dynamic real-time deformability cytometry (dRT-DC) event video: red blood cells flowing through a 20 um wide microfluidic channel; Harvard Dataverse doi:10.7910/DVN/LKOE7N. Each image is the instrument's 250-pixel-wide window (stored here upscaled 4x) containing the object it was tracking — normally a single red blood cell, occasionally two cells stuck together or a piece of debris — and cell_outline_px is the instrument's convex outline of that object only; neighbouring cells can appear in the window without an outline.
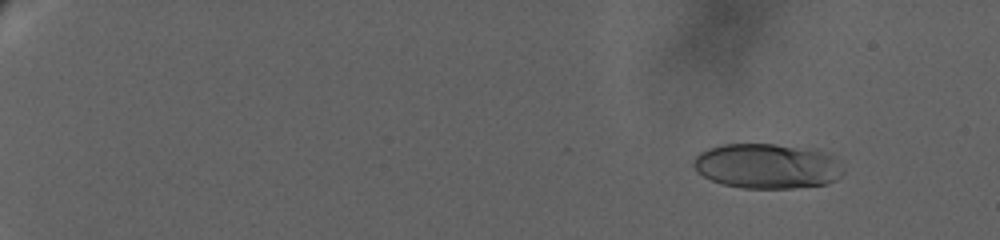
{"species": "human", "species_latin": "Homo sapiens", "temperature_condition": "warm", "stored_images_in_passage": 26, "camera_frame_rate_fps": 3000, "um_per_image_px": 0.085, "donor": {"sex": "female"}, "frame": {"image": 1, "passage_image": 7, "time_ms": 2.667, "image_size_px": [1000, 240], "cell_outline_px": [[844, 172], [836, 180], [824, 184], [792, 188], [740, 188], [724, 184], [712, 180], [696, 172], [692, 164], [692, 160], [700, 152], [708, 148], [724, 144], [776, 144], [816, 148], [832, 156]], "centroid_in_image_um": [65.18, 14.1], "position_along_channel_um": 19.8, "area_um2": 39.42}}
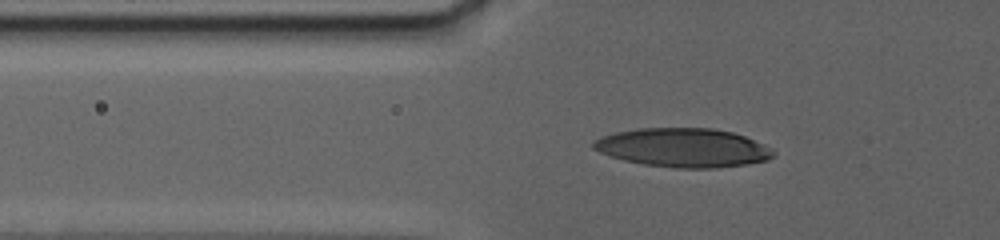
{"frame": {"image": 2, "passage_image": 24, "time_ms": 10.333, "image_size_px": [1000, 240], "cell_outline_px": [[776, 156], [768, 160], [748, 164], [712, 168], [676, 168], [644, 164], [624, 160], [600, 152], [592, 148], [592, 144], [600, 136], [616, 132], [636, 128], [712, 128], [732, 132], [744, 136], [764, 144], [776, 152]], "centroid_in_image_um": [58.09, 12.55], "position_along_channel_um": 67.7, "area_um2": 40.81}}